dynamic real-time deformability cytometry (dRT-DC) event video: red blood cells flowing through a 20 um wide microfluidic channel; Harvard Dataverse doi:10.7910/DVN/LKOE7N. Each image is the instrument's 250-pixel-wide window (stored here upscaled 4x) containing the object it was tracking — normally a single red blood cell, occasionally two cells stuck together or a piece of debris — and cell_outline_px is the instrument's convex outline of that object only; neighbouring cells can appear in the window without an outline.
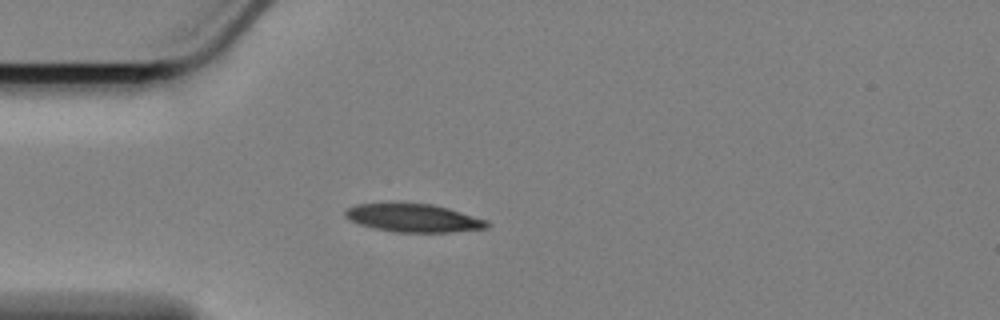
{"species": "Egyptian fruit bat (a non-hibernating species)", "species_latin": "Rousettus aegyptiacus", "temperature_condition": "cold", "stored_images_in_passage": 44, "camera_frame_rate_fps": 3000, "um_per_image_px": 0.085, "animal": {"sex": "female"}, "frame": {"image": 1, "passage_image": 1, "time_ms": 0.0, "image_size_px": [1000, 320], "cell_outline_px": [[492, 224], [488, 228], [452, 232], [396, 232], [376, 228], [360, 224], [348, 220], [344, 216], [344, 212], [348, 208], [356, 204], [432, 204], [448, 208], [488, 220]], "centroid_in_image_um": [35.19, 18.54], "position_along_channel_um": 49.8, "area_um2": 23.06}}
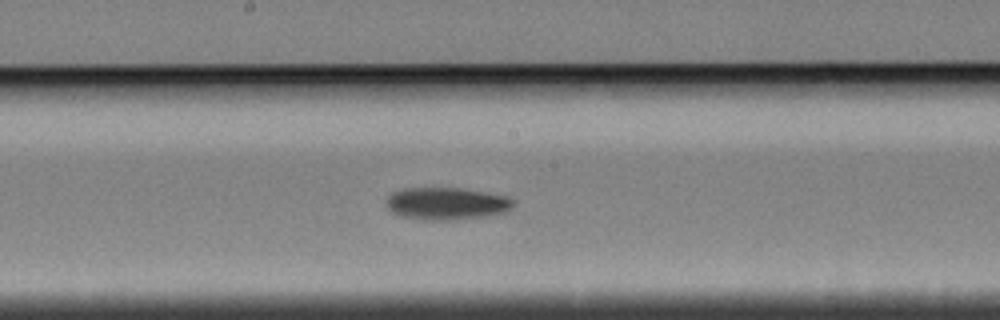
{"frame": {"image": 2, "passage_image": 16, "time_ms": 5.0, "image_size_px": [1000, 320], "cell_outline_px": [[516, 204], [508, 212], [488, 216], [448, 220], [424, 220], [400, 216], [392, 212], [384, 204], [388, 196], [392, 192], [404, 188], [460, 188], [508, 196], [516, 200]], "centroid_in_image_um": [37.99, 17.31], "position_along_channel_um": 210.2, "area_um2": 24.33}}
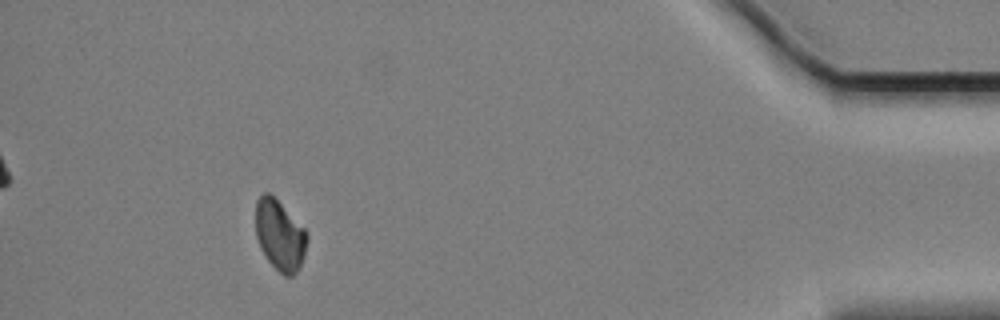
{"frame": {"image": 3, "passage_image": 39, "time_ms": 12.667, "image_size_px": [1000, 320], "cell_outline_px": [[308, 240], [300, 268], [292, 276], [284, 276], [268, 260], [260, 248], [256, 236], [256, 200], [264, 192], [268, 192], [304, 228], [308, 236]], "centroid_in_image_um": [23.78, 20.02], "position_along_channel_um": 411.4, "area_um2": 20.81}, "authors_computed_cell_mechanics": {"area_um2": 23.0911, "velocity_mm_per_s": 3.3872, "shape_relaxation_time_tau1_ms": 5.0841, "shape_relaxation_time_tau2_ms": null, "deformation_change_tau1": 0.125, "deformation_change_tau2": null}}